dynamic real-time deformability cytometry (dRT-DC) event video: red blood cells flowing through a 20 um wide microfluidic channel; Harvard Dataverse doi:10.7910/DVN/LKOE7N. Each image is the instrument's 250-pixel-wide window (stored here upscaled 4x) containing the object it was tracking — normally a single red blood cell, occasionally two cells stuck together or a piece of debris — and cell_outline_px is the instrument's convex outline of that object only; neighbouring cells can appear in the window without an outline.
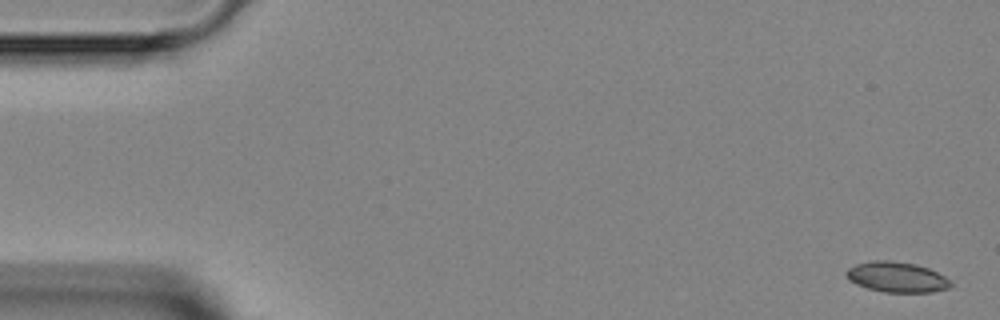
{"species": "Egyptian fruit bat (a non-hibernating species)", "species_latin": "Rousettus aegyptiacus", "temperature_condition": "room temperature", "stored_images_in_passage": 4, "camera_frame_rate_fps": 3000, "um_per_image_px": 0.085, "animal": {"sex": "female"}, "frame": {"image": 1, "passage_image": 1, "time_ms": 0.0, "image_size_px": [1000, 320], "cell_outline_px": [[952, 284], [948, 288], [932, 292], [884, 292], [868, 288], [856, 284], [848, 280], [844, 276], [844, 272], [848, 268], [856, 264], [872, 260], [888, 260], [916, 264], [928, 268], [952, 280]], "centroid_in_image_um": [76.19, 23.55], "position_along_channel_um": 8.8, "area_um2": 18.61}}